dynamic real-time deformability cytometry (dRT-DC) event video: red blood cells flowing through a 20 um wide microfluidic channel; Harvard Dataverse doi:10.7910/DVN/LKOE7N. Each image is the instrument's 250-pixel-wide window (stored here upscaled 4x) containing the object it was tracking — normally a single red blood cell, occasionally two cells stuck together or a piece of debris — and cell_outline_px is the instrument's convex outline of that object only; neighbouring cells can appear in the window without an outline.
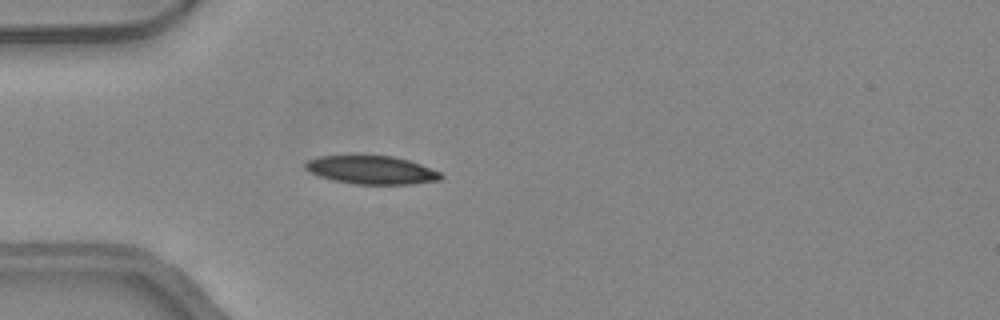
{"species": "common noctule bat (a hibernating species)", "species_latin": "Nyctalus noctula", "temperature_condition": "warm", "stored_images_in_passage": 35, "camera_frame_rate_fps": 3000, "um_per_image_px": 0.085, "animal": {"sex": "female", "body_mass_g": 24.6, "forearm_length_mm": 56.2}, "frame": {"image": 1, "passage_image": 1, "time_ms": 0.0, "image_size_px": [1000, 320], "cell_outline_px": [[444, 176], [440, 180], [412, 184], [352, 184], [332, 180], [320, 176], [304, 168], [304, 164], [308, 160], [320, 156], [392, 156], [408, 160], [420, 164], [440, 172]], "centroid_in_image_um": [31.59, 14.46], "position_along_channel_um": 53.4, "area_um2": 22.2}}
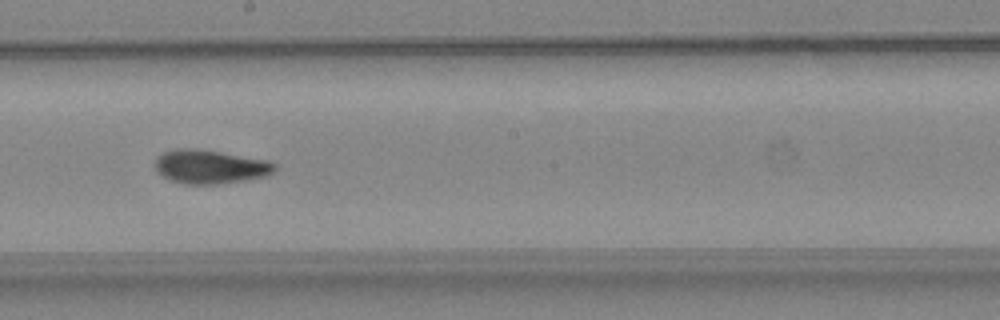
{"frame": {"image": 2, "passage_image": 14, "time_ms": 4.333, "image_size_px": [1000, 320], "cell_outline_px": [[276, 172], [268, 176], [220, 184], [184, 184], [168, 180], [156, 172], [156, 156], [164, 152], [176, 148], [196, 148], [268, 160], [276, 164]], "centroid_in_image_um": [17.86, 14.18], "position_along_channel_um": 230.3, "area_um2": 23.87}}
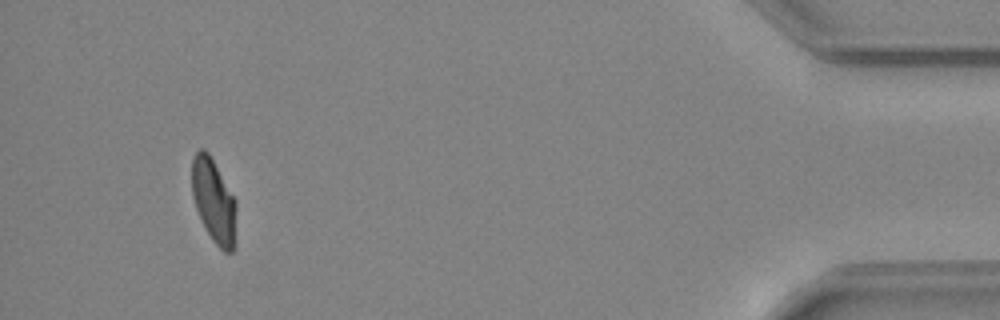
{"frame": {"image": 3, "passage_image": 32, "time_ms": 10.333, "image_size_px": [1000, 320], "cell_outline_px": [[236, 208], [232, 252], [224, 252], [212, 240], [196, 208], [192, 196], [192, 156], [200, 148], [204, 148], [208, 152], [236, 200]], "centroid_in_image_um": [18.15, 17.02], "position_along_channel_um": 417.1, "area_um2": 21.27}, "authors_computed_cell_mechanics": {"area_um2": 23.0044, "velocity_mm_per_s": 4.2921, "shape_relaxation_time_tau1_ms": 7.6493, "shape_relaxation_time_tau2_ms": 1.9645, "deformation_change_tau1": 0.23, "deformation_change_tau2": 0.0665}}